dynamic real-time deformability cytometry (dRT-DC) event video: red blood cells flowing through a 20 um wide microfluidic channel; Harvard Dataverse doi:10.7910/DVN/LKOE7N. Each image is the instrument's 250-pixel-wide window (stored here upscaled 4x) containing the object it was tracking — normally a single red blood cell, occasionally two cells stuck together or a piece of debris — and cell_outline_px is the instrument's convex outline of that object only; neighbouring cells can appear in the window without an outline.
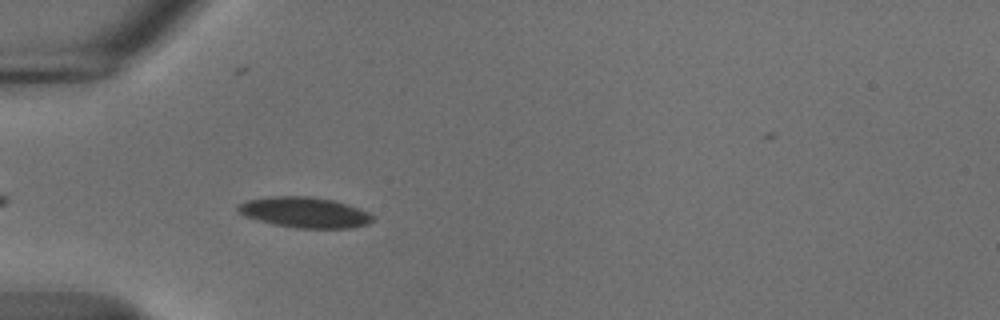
{"species": "common noctule bat (a hibernating species)", "species_latin": "Nyctalus noctula", "temperature_condition": "cold", "stored_images_in_passage": 42, "camera_frame_rate_fps": 3000, "um_per_image_px": 0.085, "animal": {"sex": "male", "body_mass_g": 18.8}, "frame": {"image": 1, "passage_image": 4, "time_ms": 1.0, "image_size_px": [1000, 320], "cell_outline_px": [[372, 220], [368, 224], [352, 228], [296, 228], [256, 220], [244, 216], [236, 212], [236, 208], [240, 204], [248, 200], [272, 196], [312, 196], [332, 200], [348, 204], [368, 212], [372, 216]], "centroid_in_image_um": [25.87, 18.05], "position_along_channel_um": 59.1, "area_um2": 23.99}}
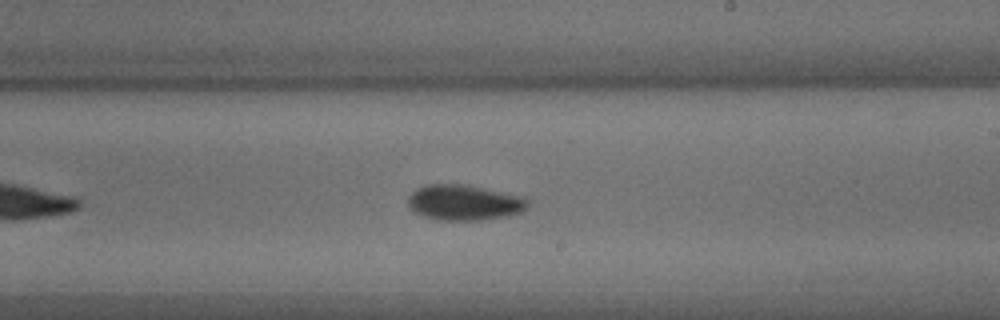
{"frame": {"image": 2, "passage_image": 20, "time_ms": 6.333, "image_size_px": [1000, 320], "cell_outline_px": [[532, 200], [528, 208], [520, 212], [508, 216], [480, 220], [436, 220], [424, 216], [408, 208], [408, 196], [416, 188], [424, 184], [468, 184], [524, 196]], "centroid_in_image_um": [39.5, 17.2], "position_along_channel_um": 249.5, "area_um2": 25.37}}
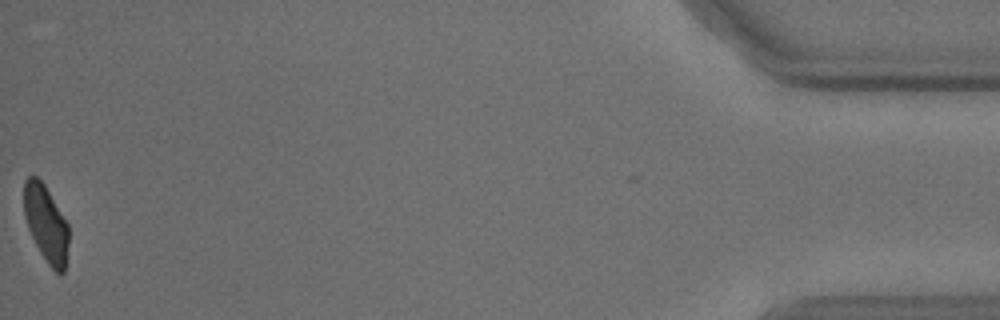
{"frame": {"image": 3, "passage_image": 42, "time_ms": 13.667, "image_size_px": [1000, 320], "cell_outline_px": [[68, 244], [64, 272], [60, 276], [48, 264], [40, 252], [28, 228], [24, 216], [24, 180], [28, 176], [36, 176], [44, 184], [68, 224]], "centroid_in_image_um": [3.9, 19.01], "position_along_channel_um": 431.3, "area_um2": 19.83}, "authors_computed_cell_mechanics": {"area_um2": 23.2934, "velocity_mm_per_s": 3.682, "shape_relaxation_time_tau1_ms": 6.1036, "shape_relaxation_time_tau2_ms": 3.3382, "deformation_change_tau1": 0.1082, "deformation_change_tau2": 0.0798}}